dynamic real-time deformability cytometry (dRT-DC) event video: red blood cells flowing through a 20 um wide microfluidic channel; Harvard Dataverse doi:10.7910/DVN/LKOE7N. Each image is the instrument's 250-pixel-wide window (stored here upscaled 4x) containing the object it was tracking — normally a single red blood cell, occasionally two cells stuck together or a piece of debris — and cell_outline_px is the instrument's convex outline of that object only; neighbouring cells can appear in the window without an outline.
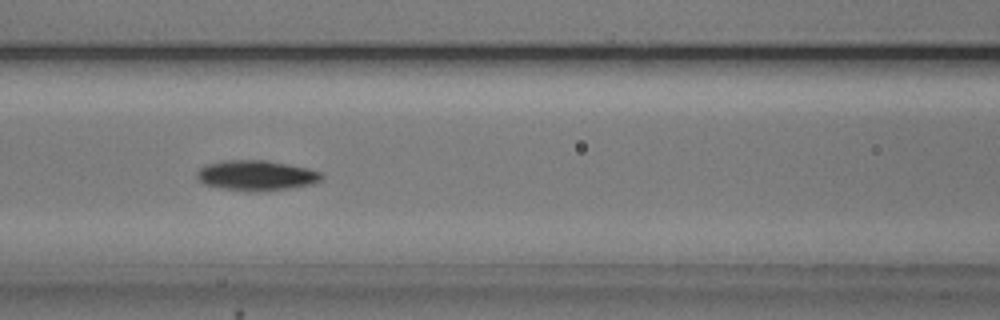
{"species": "common noctule bat (a hibernating species)", "species_latin": "Nyctalus noctula", "temperature_condition": "cold", "stored_images_in_passage": 35, "camera_frame_rate_fps": 3000, "um_per_image_px": 0.085, "animal": {"sex": "male", "body_mass_g": 20.5, "forearm_length_mm": 52.5}, "frame": {"image": 1, "passage_image": 11, "time_ms": 3.333, "image_size_px": [1000, 320], "cell_outline_px": [[324, 176], [320, 180], [312, 184], [264, 192], [248, 192], [220, 188], [204, 184], [196, 176], [196, 172], [204, 164], [224, 160], [264, 160], [288, 164], [308, 168], [320, 172]], "centroid_in_image_um": [21.75, 14.92], "position_along_channel_um": 144.8, "area_um2": 22.2}, "authors_computed_cell_mechanics": {"area_um2": 20.7502, "velocity_mm_per_s": 3.7248, "shape_relaxation_time_tau1_ms": 2.6387, "shape_relaxation_time_tau2_ms": null, "deformation_change_tau1": 0.127, "deformation_change_tau2": null}}